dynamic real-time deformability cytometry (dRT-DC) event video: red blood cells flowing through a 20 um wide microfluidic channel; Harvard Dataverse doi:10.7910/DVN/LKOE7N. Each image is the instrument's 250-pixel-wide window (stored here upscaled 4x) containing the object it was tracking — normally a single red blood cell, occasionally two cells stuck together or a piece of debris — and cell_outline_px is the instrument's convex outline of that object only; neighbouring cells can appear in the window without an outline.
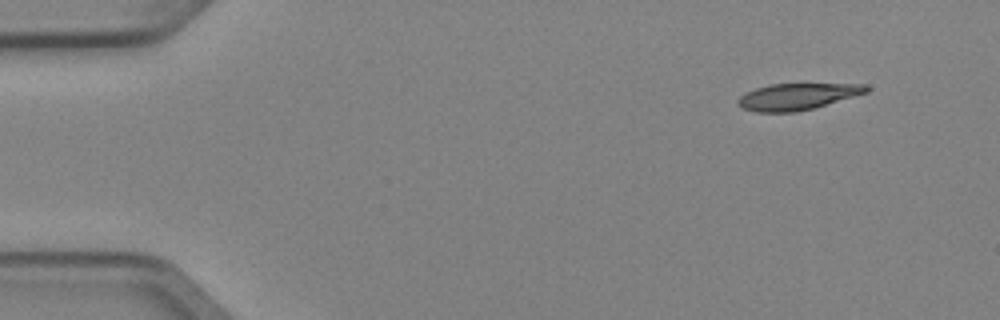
{"species": "Egyptian fruit bat (a non-hibernating species)", "species_latin": "Rousettus aegyptiacus", "temperature_condition": "cold", "stored_images_in_passage": 5, "segment_of_instrument_passage": [2, 2], "camera_frame_rate_fps": 3000, "um_per_image_px": 0.085, "animal": {"sex": "female"}, "frame": {"image": 1, "passage_image": 5, "time_ms": 1.333, "image_size_px": [1000, 320], "cell_outline_px": [[868, 92], [812, 108], [796, 112], [756, 112], [744, 108], [736, 104], [736, 100], [744, 92], [768, 84], [864, 84], [868, 88]], "centroid_in_image_um": [67.69, 8.2], "position_along_channel_um": 17.3, "area_um2": 19.65}}